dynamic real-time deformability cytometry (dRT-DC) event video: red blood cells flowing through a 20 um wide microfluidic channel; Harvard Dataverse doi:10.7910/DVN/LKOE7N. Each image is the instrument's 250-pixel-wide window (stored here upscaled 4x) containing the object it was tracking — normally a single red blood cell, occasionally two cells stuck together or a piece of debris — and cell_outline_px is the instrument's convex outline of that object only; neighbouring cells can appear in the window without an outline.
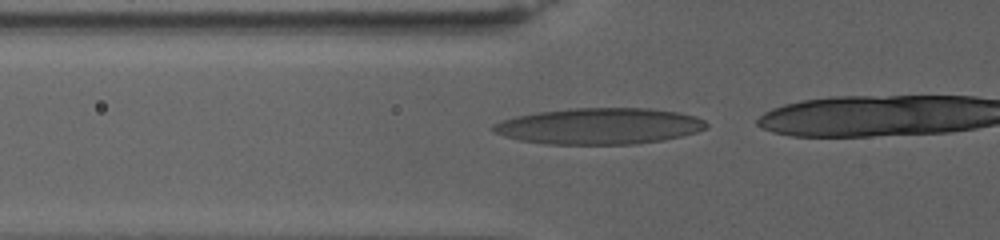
{"species": "human", "species_latin": "Homo sapiens", "temperature_condition": "warm", "stored_images_in_passage": 16, "camera_frame_rate_fps": 3000, "um_per_image_px": 0.085, "donor": {"sex": "female"}, "frame": {"image": 1, "passage_image": 9, "time_ms": 2.667, "image_size_px": [1000, 240], "cell_outline_px": [[708, 128], [696, 132], [664, 140], [636, 144], [544, 144], [520, 140], [504, 136], [492, 132], [492, 124], [500, 120], [516, 116], [540, 112], [572, 108], [648, 108], [680, 112], [696, 116], [704, 120], [708, 124]], "centroid_in_image_um": [50.95, 10.72], "position_along_channel_um": 74.9, "area_um2": 45.2}}
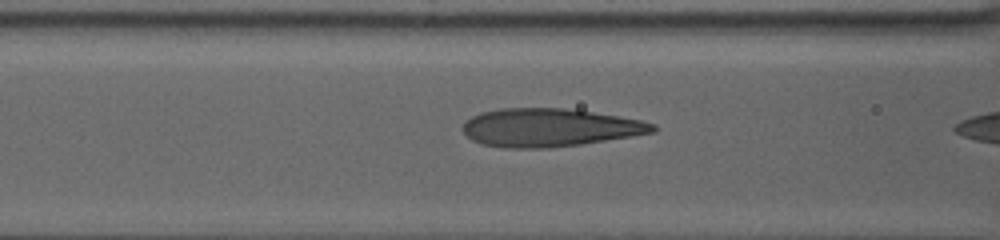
{"frame": {"image": 2, "passage_image": 14, "time_ms": 4.333, "image_size_px": [1000, 240], "cell_outline_px": [[656, 132], [580, 144], [548, 148], [504, 148], [480, 144], [472, 140], [460, 128], [472, 116], [480, 112], [500, 108], [564, 108], [592, 112], [640, 120], [656, 124]], "centroid_in_image_um": [46.67, 10.85], "position_along_channel_um": 119.9, "area_um2": 42.14}}